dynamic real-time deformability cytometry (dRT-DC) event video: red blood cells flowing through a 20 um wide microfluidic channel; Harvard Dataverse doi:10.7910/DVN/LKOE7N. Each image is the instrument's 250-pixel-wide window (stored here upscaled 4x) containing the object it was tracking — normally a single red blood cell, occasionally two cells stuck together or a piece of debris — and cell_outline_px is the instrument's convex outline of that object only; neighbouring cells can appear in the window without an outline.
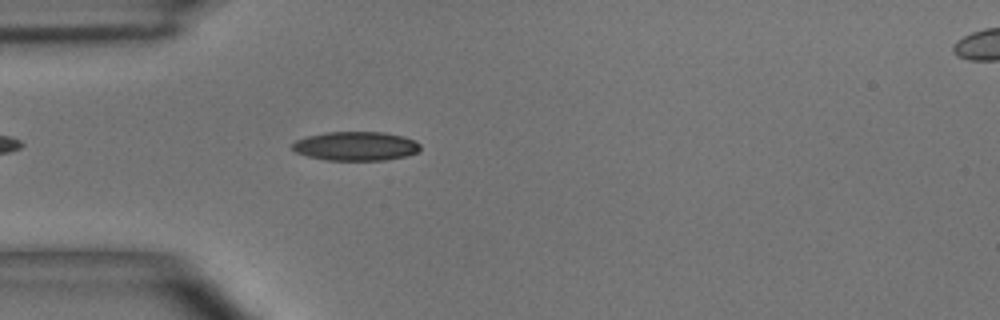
{"species": "common noctule bat (a hibernating species)", "species_latin": "Nyctalus noctula", "temperature_condition": "room temperature", "stored_images_in_passage": 2, "camera_frame_rate_fps": 3000, "um_per_image_px": 0.085, "animal": {"sex": "male", "body_mass_g": 15.6}, "frame": {"image": 1, "passage_image": 2, "time_ms": 1.333, "image_size_px": [1000, 320], "cell_outline_px": [[420, 152], [404, 156], [384, 160], [324, 160], [308, 156], [296, 152], [292, 148], [292, 144], [296, 140], [308, 136], [328, 132], [384, 132], [404, 136], [416, 140], [420, 144]], "centroid_in_image_um": [30.28, 12.42], "position_along_channel_um": 54.7, "area_um2": 21.68}}